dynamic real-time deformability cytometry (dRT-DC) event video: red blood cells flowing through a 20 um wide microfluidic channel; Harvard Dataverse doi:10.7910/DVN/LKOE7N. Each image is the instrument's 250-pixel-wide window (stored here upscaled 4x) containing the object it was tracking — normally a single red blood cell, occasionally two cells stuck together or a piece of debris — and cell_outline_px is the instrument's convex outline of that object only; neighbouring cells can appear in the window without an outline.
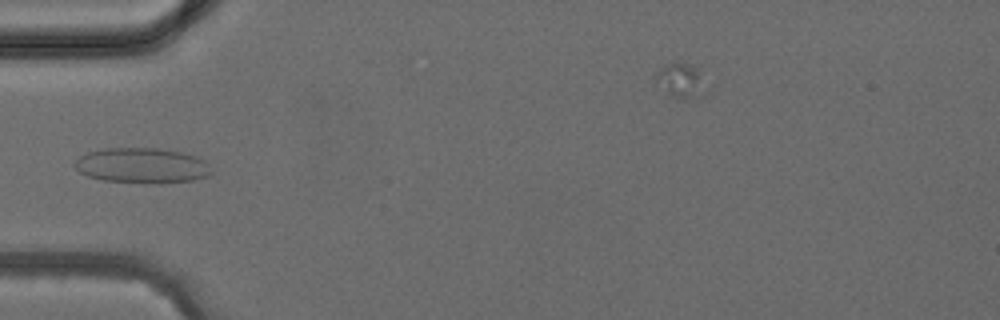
{"species": "common noctule bat (a hibernating species)", "species_latin": "Nyctalus noctula", "temperature_condition": "cold", "stored_images_in_passage": 5, "camera_frame_rate_fps": 3000, "um_per_image_px": 0.085, "animal": {"sex": "female", "body_mass_g": 24.6, "forearm_length_mm": 56.2}, "frame": {"image": 1, "passage_image": 4, "time_ms": 3.333, "image_size_px": [1000, 320], "cell_outline_px": [[212, 172], [208, 176], [192, 180], [160, 184], [104, 180], [88, 176], [80, 172], [72, 164], [80, 156], [88, 152], [104, 148], [156, 148], [180, 152], [196, 156], [204, 160], [208, 164]], "centroid_in_image_um": [12.07, 14.07], "position_along_channel_um": 72.9, "area_um2": 28.09}}